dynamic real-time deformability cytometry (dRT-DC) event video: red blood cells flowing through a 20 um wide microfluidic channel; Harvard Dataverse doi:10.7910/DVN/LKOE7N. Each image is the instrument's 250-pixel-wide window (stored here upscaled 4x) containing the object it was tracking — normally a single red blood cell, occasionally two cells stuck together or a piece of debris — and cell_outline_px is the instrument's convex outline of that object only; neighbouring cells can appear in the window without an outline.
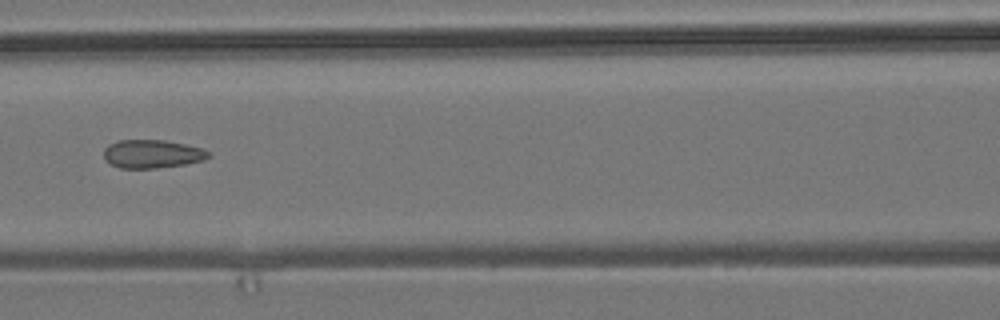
{"species": "common noctule bat (a hibernating species)", "species_latin": "Nyctalus noctula", "temperature_condition": "room temperature", "stored_images_in_passage": 8, "camera_frame_rate_fps": 3000, "um_per_image_px": 0.085, "animal": {"sex": "male", "body_mass_g": 19.2, "forearm_length_mm": 51.8}, "frame": {"image": 1, "passage_image": 6, "time_ms": 5.667, "image_size_px": [1000, 320], "cell_outline_px": [[212, 156], [204, 160], [184, 164], [152, 168], [120, 168], [104, 160], [104, 148], [108, 144], [116, 140], [164, 140], [204, 148]], "centroid_in_image_um": [12.92, 13.07], "position_along_channel_um": 153.7, "area_um2": 17.34}}
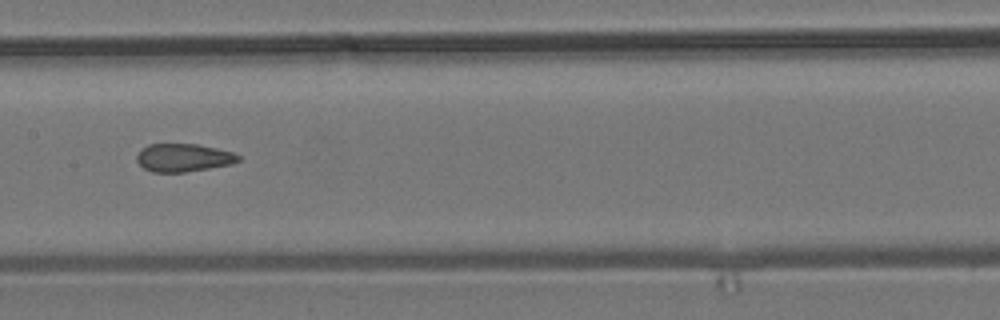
{"frame": {"image": 2, "passage_image": 7, "time_ms": 6.667, "image_size_px": [1000, 320], "cell_outline_px": [[240, 160], [232, 164], [184, 172], [152, 172], [144, 168], [136, 160], [136, 156], [148, 144], [196, 144], [236, 152], [240, 156]], "centroid_in_image_um": [15.62, 13.4], "position_along_channel_um": 191.8, "area_um2": 16.53}}
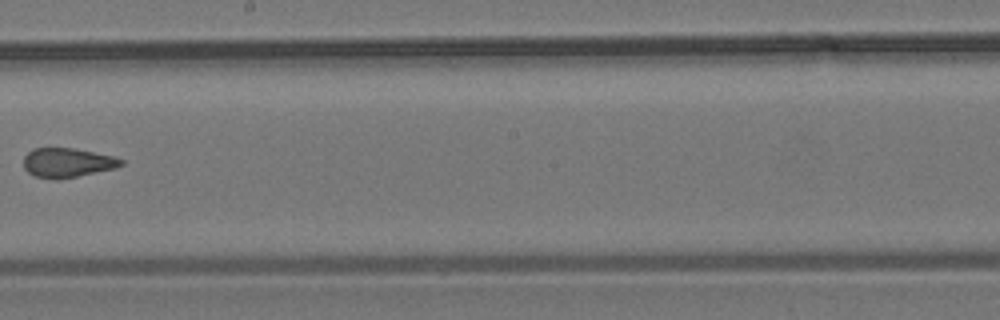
{"frame": {"image": 3, "passage_image": 8, "time_ms": 8.0, "image_size_px": [1000, 320], "cell_outline_px": [[124, 164], [116, 168], [56, 180], [36, 176], [28, 172], [24, 168], [24, 156], [28, 152], [36, 148], [72, 148], [112, 156], [124, 160]], "centroid_in_image_um": [5.72, 13.83], "position_along_channel_um": 242.5, "area_um2": 16.47}}